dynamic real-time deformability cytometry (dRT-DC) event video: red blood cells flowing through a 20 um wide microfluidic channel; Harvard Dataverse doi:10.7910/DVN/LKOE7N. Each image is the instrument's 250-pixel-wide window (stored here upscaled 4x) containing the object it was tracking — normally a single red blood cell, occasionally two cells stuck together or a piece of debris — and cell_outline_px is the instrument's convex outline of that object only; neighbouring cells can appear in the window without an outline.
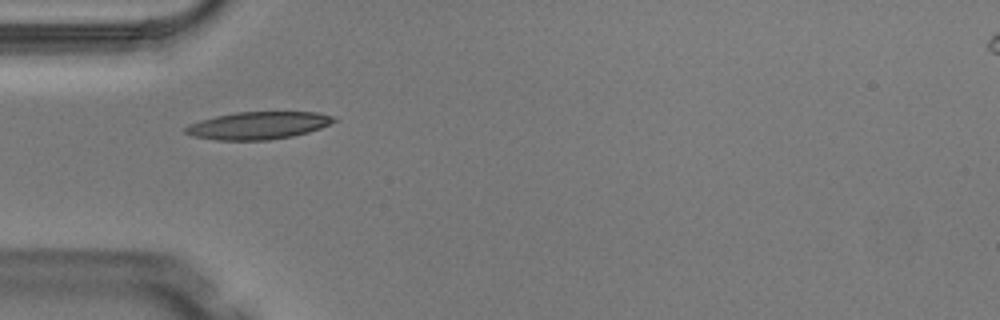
{"species": "Egyptian fruit bat (a non-hibernating species)", "species_latin": "Rousettus aegyptiacus", "temperature_condition": "warm", "stored_images_in_passage": 4, "camera_frame_rate_fps": 3000, "um_per_image_px": 0.085, "animal": {"sex": "male"}, "frame": {"image": 1, "passage_image": 2, "time_ms": 0.333, "image_size_px": [1000, 320], "cell_outline_px": [[336, 120], [320, 128], [308, 132], [292, 136], [268, 140], [216, 140], [192, 136], [184, 132], [184, 128], [188, 124], [200, 120], [216, 116], [236, 112], [320, 112], [336, 116]], "centroid_in_image_um": [21.93, 10.66], "position_along_channel_um": 63.1, "area_um2": 23.81}}